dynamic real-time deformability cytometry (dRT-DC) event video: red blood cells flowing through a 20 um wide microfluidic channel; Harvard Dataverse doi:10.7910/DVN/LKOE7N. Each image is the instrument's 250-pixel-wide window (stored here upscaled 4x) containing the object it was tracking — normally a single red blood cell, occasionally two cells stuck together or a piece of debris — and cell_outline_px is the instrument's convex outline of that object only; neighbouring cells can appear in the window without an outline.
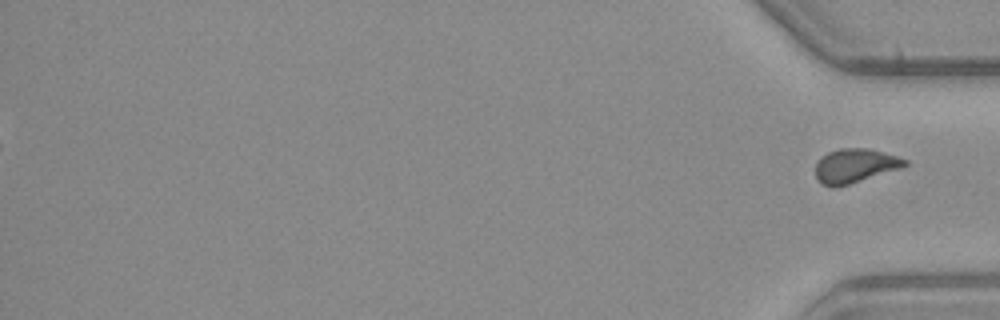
{"species": "common noctule bat (a hibernating species)", "species_latin": "Nyctalus noctula", "temperature_condition": "warm", "stored_images_in_passage": 54, "segment_of_instrument_passage": [2, 2], "camera_frame_rate_fps": 3000, "um_per_image_px": 0.085, "animal": {"sex": "male", "body_mass_g": 23.1, "forearm_length_mm": 52.7}, "frame": {"image": 1, "passage_image": 54, "time_ms": 17.667, "image_size_px": [1000, 320], "cell_outline_px": [[908, 164], [900, 168], [848, 184], [820, 184], [816, 180], [816, 160], [820, 156], [828, 152], [840, 148], [868, 148], [896, 156], [908, 160]], "centroid_in_image_um": [72.65, 14.05], "position_along_channel_um": 362.6, "area_um2": 17.34}}